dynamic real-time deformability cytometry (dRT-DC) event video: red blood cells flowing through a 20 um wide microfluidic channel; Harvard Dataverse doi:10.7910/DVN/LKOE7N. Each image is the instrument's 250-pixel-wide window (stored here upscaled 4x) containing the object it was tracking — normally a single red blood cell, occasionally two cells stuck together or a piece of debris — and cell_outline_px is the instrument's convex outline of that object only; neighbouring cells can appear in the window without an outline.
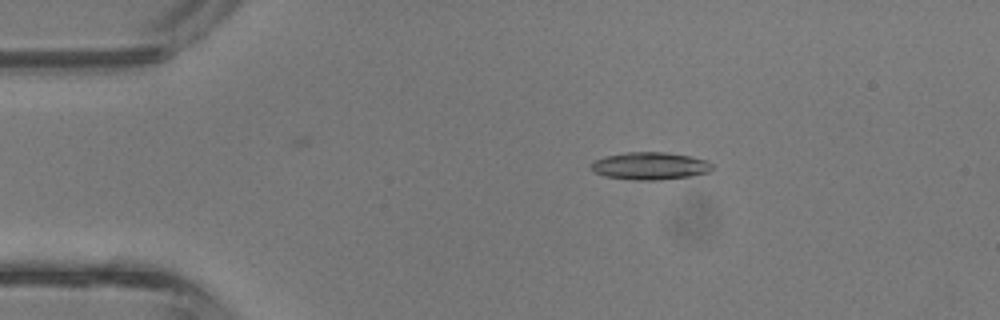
{"species": "common noctule bat (a hibernating species)", "species_latin": "Nyctalus noctula", "temperature_condition": "room temperature", "stored_images_in_passage": 4, "camera_frame_rate_fps": 3000, "um_per_image_px": 0.085, "animal": {"sex": "male", "body_mass_g": 13.3}, "frame": {"image": 1, "passage_image": 4, "time_ms": 1.0, "image_size_px": [1000, 320], "cell_outline_px": [[712, 168], [708, 172], [688, 176], [652, 180], [636, 180], [604, 176], [596, 172], [592, 168], [592, 164], [596, 160], [604, 156], [624, 152], [664, 152], [688, 156], [708, 160], [712, 164]], "centroid_in_image_um": [55.25, 14.09], "position_along_channel_um": 29.8, "area_um2": 19.07}}